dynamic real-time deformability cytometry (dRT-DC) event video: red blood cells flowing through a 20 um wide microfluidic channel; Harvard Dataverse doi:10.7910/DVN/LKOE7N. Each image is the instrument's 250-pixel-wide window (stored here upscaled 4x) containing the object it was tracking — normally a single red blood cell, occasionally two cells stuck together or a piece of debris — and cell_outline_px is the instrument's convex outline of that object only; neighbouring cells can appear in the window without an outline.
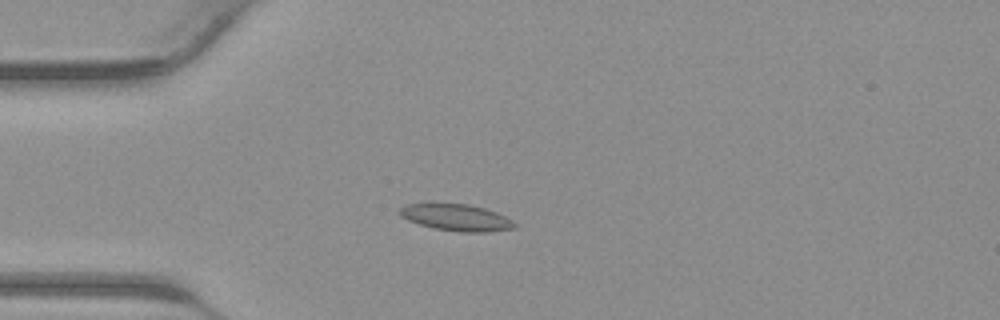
{"species": "common noctule bat (a hibernating species)", "species_latin": "Nyctalus noctula", "temperature_condition": "warm", "stored_images_in_passage": 42, "camera_frame_rate_fps": 3000, "um_per_image_px": 0.085, "animal": {"sex": "male", "body_mass_g": 23.1, "forearm_length_mm": 52.7}, "frame": {"image": 1, "passage_image": 12, "time_ms": 3.667, "image_size_px": [1000, 320], "cell_outline_px": [[516, 228], [488, 232], [460, 232], [436, 228], [420, 224], [408, 220], [400, 216], [396, 212], [404, 204], [432, 200], [468, 204], [484, 208], [496, 212], [512, 220], [516, 224]], "centroid_in_image_um": [38.69, 18.43], "position_along_channel_um": 46.3, "area_um2": 18.67}}
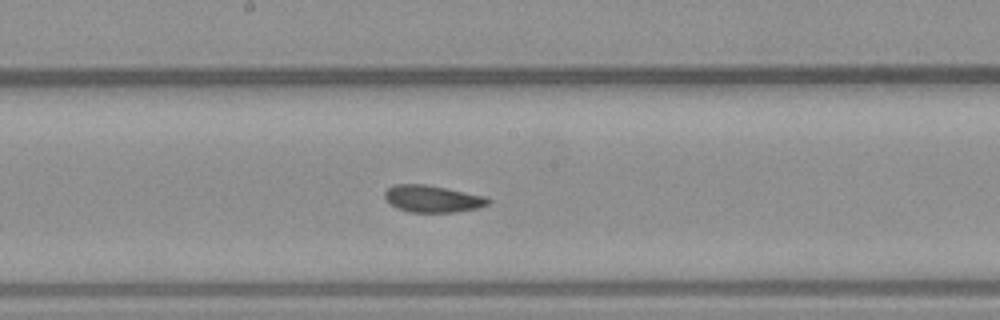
{"frame": {"image": 2, "passage_image": 23, "time_ms": 7.333, "image_size_px": [1000, 320], "cell_outline_px": [[492, 200], [488, 204], [476, 208], [452, 212], [408, 212], [396, 208], [388, 204], [384, 200], [384, 192], [388, 188], [396, 184], [424, 184], [448, 188], [484, 196]], "centroid_in_image_um": [36.7, 16.89], "position_along_channel_um": 211.5, "area_um2": 16.36}}
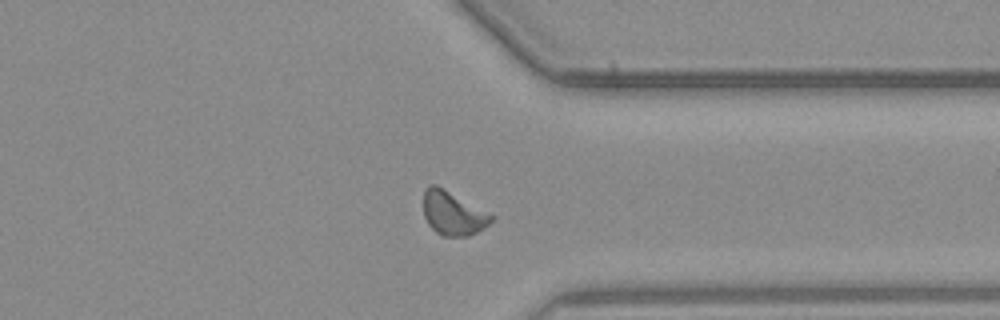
{"frame": {"image": 3, "passage_image": 33, "time_ms": 10.667, "image_size_px": [1000, 320], "cell_outline_px": [[496, 216], [484, 228], [468, 236], [444, 236], [436, 232], [428, 224], [424, 216], [424, 188], [432, 184], [436, 184], [444, 188]], "centroid_in_image_um": [38.5, 18.11], "position_along_channel_um": 372.9, "area_um2": 17.34}}